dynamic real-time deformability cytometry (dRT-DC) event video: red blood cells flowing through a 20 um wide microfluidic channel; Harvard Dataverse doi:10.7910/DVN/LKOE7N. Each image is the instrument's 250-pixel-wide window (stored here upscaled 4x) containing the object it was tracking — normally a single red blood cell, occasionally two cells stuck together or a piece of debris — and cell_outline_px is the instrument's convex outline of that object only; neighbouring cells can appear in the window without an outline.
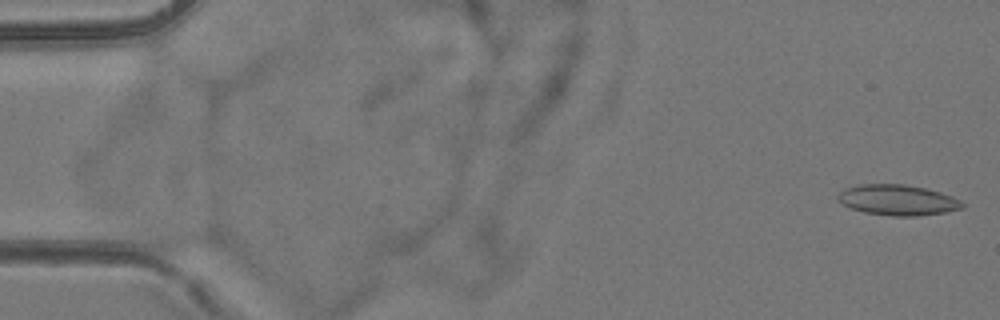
{"species": "common noctule bat (a hibernating species)", "species_latin": "Nyctalus noctula", "temperature_condition": "room temperature", "stored_images_in_passage": 6, "camera_frame_rate_fps": 3000, "um_per_image_px": 0.085, "animal": {"sex": "female", "body_mass_g": 24.6, "forearm_length_mm": 56.2}, "frame": {"image": 1, "passage_image": 1, "time_ms": 0.0, "image_size_px": [1000, 320], "cell_outline_px": [[964, 208], [948, 212], [916, 216], [892, 216], [864, 212], [848, 208], [836, 200], [836, 196], [844, 188], [856, 184], [904, 184], [924, 188], [940, 192], [952, 196], [960, 200], [964, 204]], "centroid_in_image_um": [76.26, 17.0], "position_along_channel_um": 8.7, "area_um2": 22.48}}